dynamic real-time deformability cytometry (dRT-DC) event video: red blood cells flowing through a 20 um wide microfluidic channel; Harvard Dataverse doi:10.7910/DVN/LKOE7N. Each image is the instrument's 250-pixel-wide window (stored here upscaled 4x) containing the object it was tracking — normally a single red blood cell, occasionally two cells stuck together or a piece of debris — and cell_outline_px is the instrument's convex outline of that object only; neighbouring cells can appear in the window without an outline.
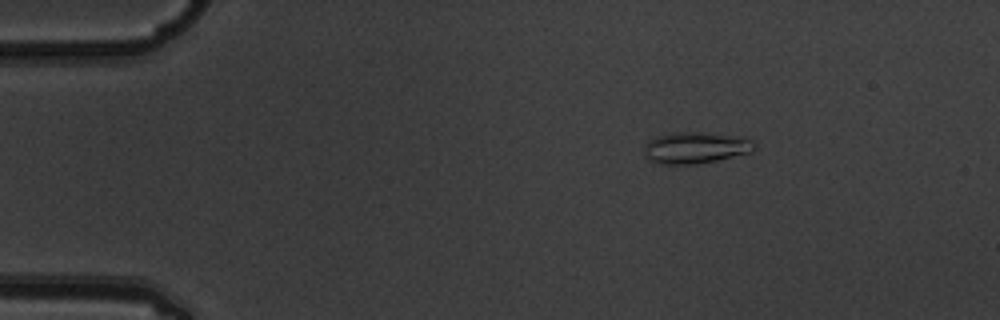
{"species": "common noctule bat (a hibernating species)", "species_latin": "Nyctalus noctula", "temperature_condition": "warm", "stored_images_in_passage": 5, "camera_frame_rate_fps": 3000, "um_per_image_px": 0.085, "animal": {"sex": "male", "body_mass_g": 19.5, "forearm_length_mm": 54.6}, "frame": {"image": 1, "passage_image": 3, "time_ms": 0.667, "image_size_px": [1000, 320], "cell_outline_px": [[756, 148], [752, 152], [716, 160], [696, 164], [656, 164], [648, 160], [644, 156], [644, 148], [648, 140], [656, 136], [672, 132], [700, 132], [740, 136], [752, 140], [756, 144]], "centroid_in_image_um": [59.1, 12.55], "position_along_channel_um": 25.9, "area_um2": 20.52}}